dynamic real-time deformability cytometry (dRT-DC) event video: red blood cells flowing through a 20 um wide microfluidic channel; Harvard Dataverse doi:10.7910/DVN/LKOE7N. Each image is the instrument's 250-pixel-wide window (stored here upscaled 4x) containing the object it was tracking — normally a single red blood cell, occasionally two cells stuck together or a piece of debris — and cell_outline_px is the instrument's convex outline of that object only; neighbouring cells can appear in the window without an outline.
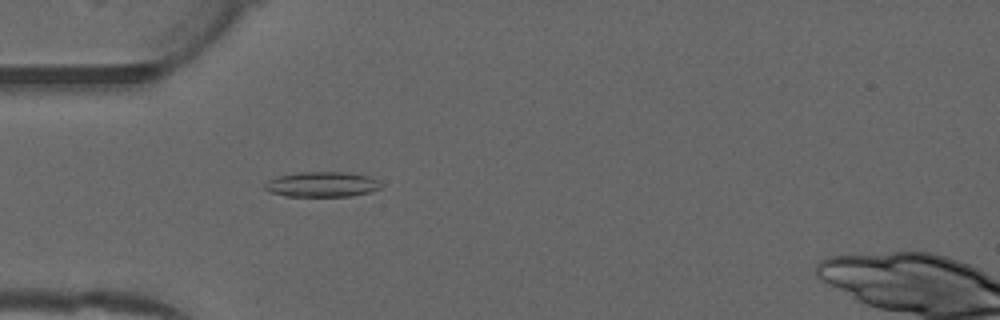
{"species": "common noctule bat (a hibernating species)", "species_latin": "Nyctalus noctula", "temperature_condition": "warm", "stored_images_in_passage": 44, "camera_frame_rate_fps": 3000, "um_per_image_px": 0.085, "animal": {"sex": "male", "forearm_length_mm": 52.5}, "frame": {"image": 1, "passage_image": 7, "time_ms": 2.0, "image_size_px": [1000, 320], "cell_outline_px": [[384, 184], [380, 188], [372, 192], [352, 196], [284, 196], [268, 192], [264, 188], [264, 184], [268, 180], [276, 176], [300, 172], [348, 172], [372, 176]], "centroid_in_image_um": [27.4, 15.67], "position_along_channel_um": 57.6, "area_um2": 17.46}}
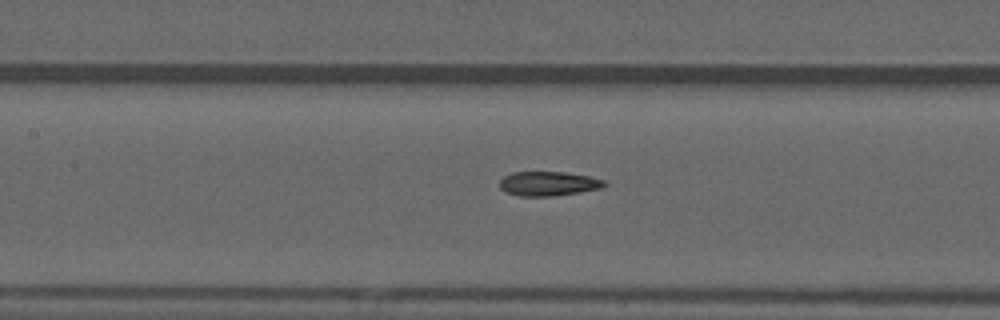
{"frame": {"image": 2, "passage_image": 15, "time_ms": 4.667, "image_size_px": [1000, 320], "cell_outline_px": [[608, 184], [604, 188], [580, 192], [552, 196], [520, 196], [508, 192], [500, 188], [500, 180], [504, 176], [512, 172], [564, 172], [588, 176], [604, 180]], "centroid_in_image_um": [46.65, 15.61], "position_along_channel_um": 160.8, "area_um2": 14.85}}
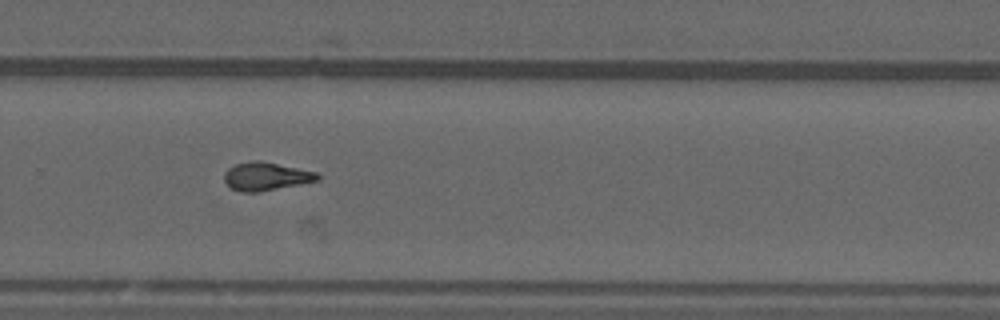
{"frame": {"image": 3, "passage_image": 26, "time_ms": 8.333, "image_size_px": [1000, 320], "cell_outline_px": [[320, 180], [260, 192], [240, 192], [232, 188], [224, 180], [224, 172], [228, 168], [236, 164], [252, 160], [260, 160], [316, 172], [320, 176]], "centroid_in_image_um": [22.6, 14.99], "position_along_channel_um": 307.2, "area_um2": 15.32}, "authors_computed_cell_mechanics": {"area_um2": 15.5193, "velocity_mm_per_s": 4.0103, "shape_relaxation_time_tau1_ms": 11.1878, "shape_relaxation_time_tau2_ms": 1.1998, "deformation_change_tau1": 0.3214, "deformation_change_tau2": 0.0934}}